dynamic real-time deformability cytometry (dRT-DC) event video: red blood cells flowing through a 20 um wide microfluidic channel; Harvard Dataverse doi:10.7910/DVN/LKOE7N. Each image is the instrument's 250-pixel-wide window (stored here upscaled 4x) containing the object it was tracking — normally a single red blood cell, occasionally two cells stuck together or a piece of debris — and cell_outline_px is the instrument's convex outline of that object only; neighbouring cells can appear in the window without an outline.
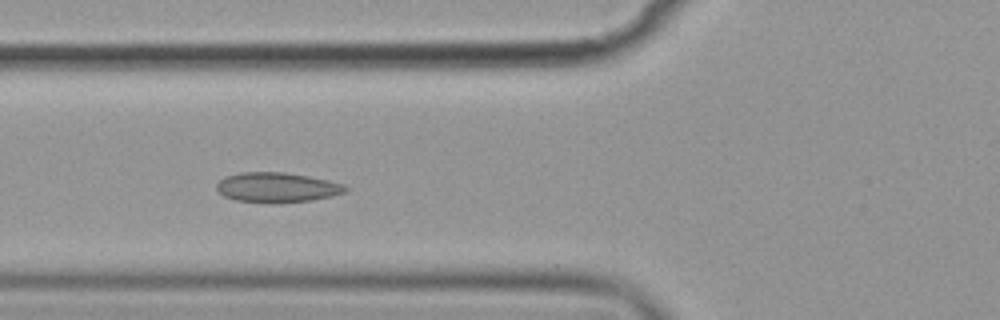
{"species": "common noctule bat (a hibernating species)", "species_latin": "Nyctalus noctula", "temperature_condition": "cold", "stored_images_in_passage": 6, "camera_frame_rate_fps": 3000, "um_per_image_px": 0.085, "animal": {"sex": "female", "body_mass_g": 19.9}, "frame": {"image": 1, "passage_image": 5, "time_ms": 5.0, "image_size_px": [1000, 320], "cell_outline_px": [[348, 192], [332, 196], [312, 200], [276, 204], [272, 204], [236, 200], [224, 196], [216, 188], [216, 184], [224, 176], [244, 172], [284, 172], [308, 176], [328, 180], [344, 184], [348, 188]], "centroid_in_image_um": [23.57, 15.94], "position_along_channel_um": 102.2, "area_um2": 22.72}}
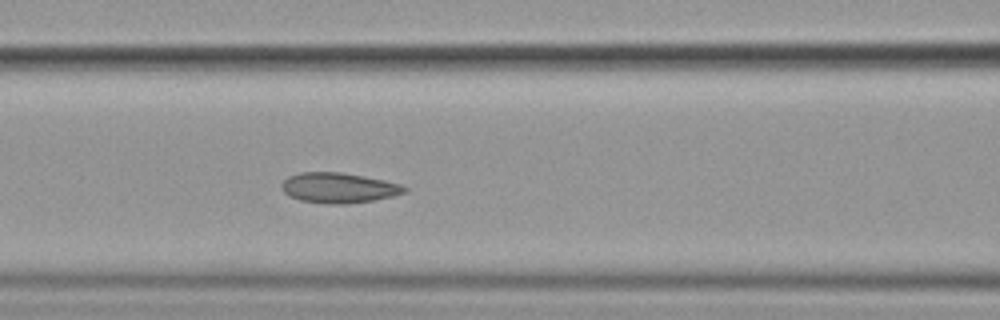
{"frame": {"image": 2, "passage_image": 6, "time_ms": 6.0, "image_size_px": [1000, 320], "cell_outline_px": [[408, 188], [404, 192], [392, 196], [372, 200], [348, 204], [328, 204], [300, 200], [288, 196], [280, 188], [280, 184], [288, 176], [300, 172], [340, 172], [384, 180], [400, 184]], "centroid_in_image_um": [28.73, 15.96], "position_along_channel_um": 137.9, "area_um2": 21.62}}